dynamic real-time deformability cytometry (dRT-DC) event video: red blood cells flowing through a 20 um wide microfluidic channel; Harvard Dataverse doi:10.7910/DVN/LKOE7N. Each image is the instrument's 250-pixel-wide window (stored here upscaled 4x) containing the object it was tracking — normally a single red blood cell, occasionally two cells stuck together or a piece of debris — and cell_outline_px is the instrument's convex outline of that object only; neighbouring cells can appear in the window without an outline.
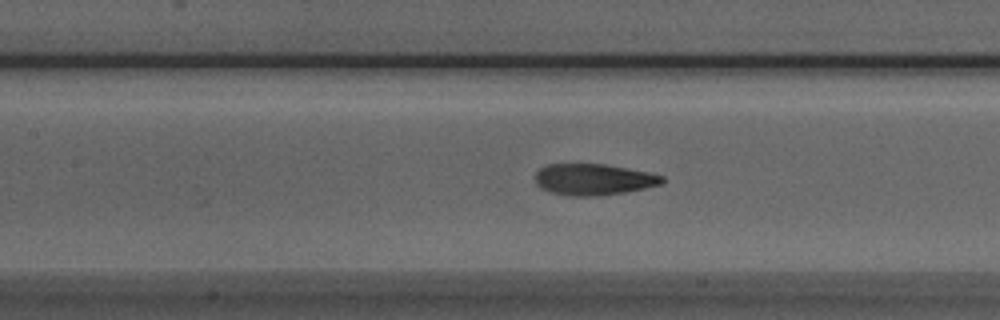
{"species": "Egyptian fruit bat (a non-hibernating species)", "species_latin": "Rousettus aegyptiacus", "temperature_condition": "room temperature", "stored_images_in_passage": 45, "camera_frame_rate_fps": 3000, "um_per_image_px": 0.085, "animal": {"sex": "male"}, "frame": {"image": 1, "passage_image": 22, "time_ms": 7.0, "image_size_px": [1000, 320], "cell_outline_px": [[664, 184], [624, 192], [596, 196], [568, 196], [552, 192], [540, 188], [536, 184], [536, 172], [540, 168], [548, 164], [604, 164], [648, 172], [664, 176]], "centroid_in_image_um": [50.45, 15.25], "position_along_channel_um": 156.9, "area_um2": 23.12}}
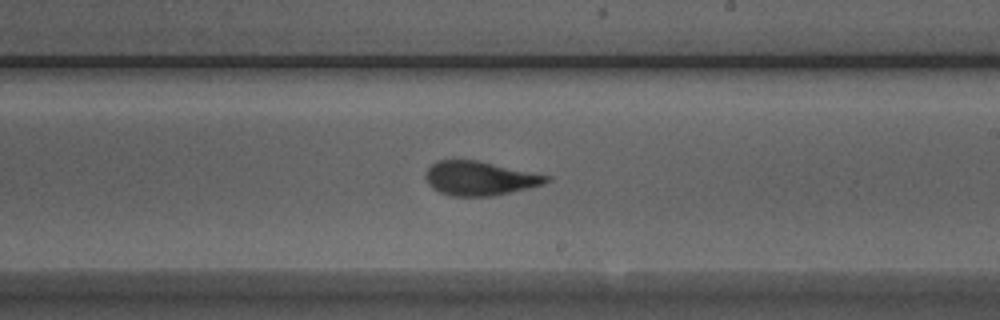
{"frame": {"image": 2, "passage_image": 29, "time_ms": 9.333, "image_size_px": [1000, 320], "cell_outline_px": [[552, 180], [544, 184], [528, 188], [492, 196], [452, 196], [440, 192], [432, 188], [428, 184], [424, 176], [428, 168], [436, 160], [476, 160], [552, 176]], "centroid_in_image_um": [40.78, 15.16], "position_along_channel_um": 248.2, "area_um2": 24.04}}
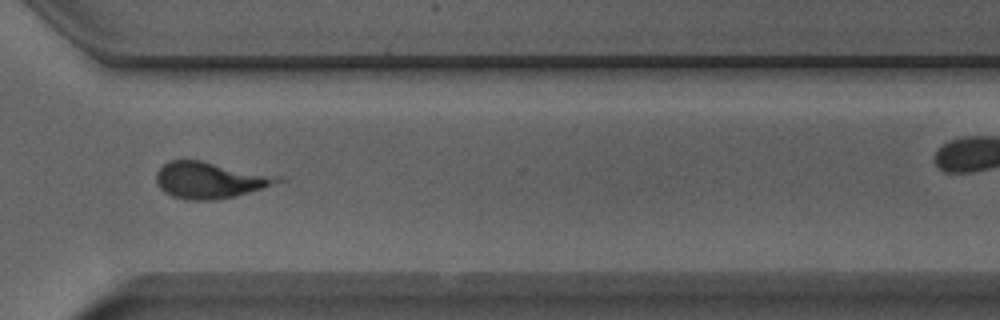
{"frame": {"image": 3, "passage_image": 37, "time_ms": 12.0, "image_size_px": [1000, 320], "cell_outline_px": [[288, 180], [236, 196], [216, 200], [184, 200], [172, 196], [164, 192], [156, 184], [156, 172], [168, 160], [200, 160], [284, 176]], "centroid_in_image_um": [17.88, 15.31], "position_along_channel_um": 352.7, "area_um2": 26.24}, "authors_computed_cell_mechanics": {"area_um2": 23.987, "velocity_mm_per_s": 3.9253, "shape_relaxation_time_tau1_ms": 2.4114, "shape_relaxation_time_tau2_ms": 1.9706, "deformation_change_tau1": 0.1211, "deformation_change_tau2": 0.0975}}